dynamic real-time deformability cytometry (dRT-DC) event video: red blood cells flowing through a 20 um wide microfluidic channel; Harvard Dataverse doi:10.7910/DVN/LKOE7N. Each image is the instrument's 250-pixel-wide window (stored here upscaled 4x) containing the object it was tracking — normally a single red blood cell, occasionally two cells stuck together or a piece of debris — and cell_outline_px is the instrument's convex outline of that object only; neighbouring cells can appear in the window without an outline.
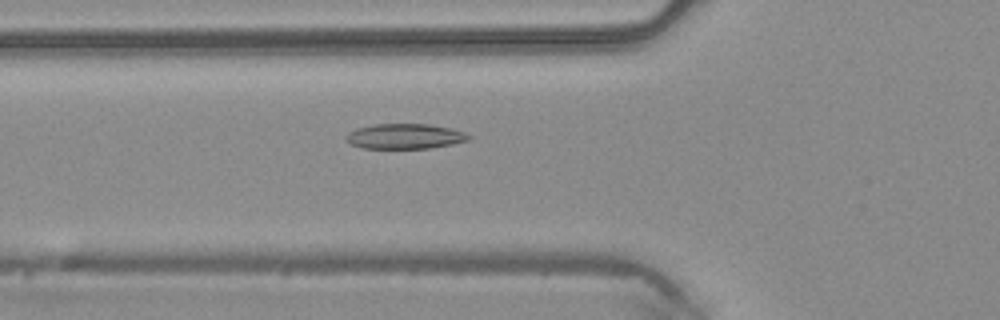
{"species": "common noctule bat (a hibernating species)", "species_latin": "Nyctalus noctula", "temperature_condition": "warm", "stored_images_in_passage": 42, "camera_frame_rate_fps": 3000, "um_per_image_px": 0.085, "animal": {"sex": "male", "body_mass_g": 20.4}, "frame": {"image": 1, "passage_image": 11, "time_ms": 3.333, "image_size_px": [1000, 320], "cell_outline_px": [[472, 136], [468, 140], [452, 144], [428, 148], [364, 148], [352, 144], [344, 140], [344, 136], [348, 132], [356, 128], [376, 124], [428, 124], [452, 128], [464, 132]], "centroid_in_image_um": [34.4, 11.58], "position_along_channel_um": 91.4, "area_um2": 17.98}}
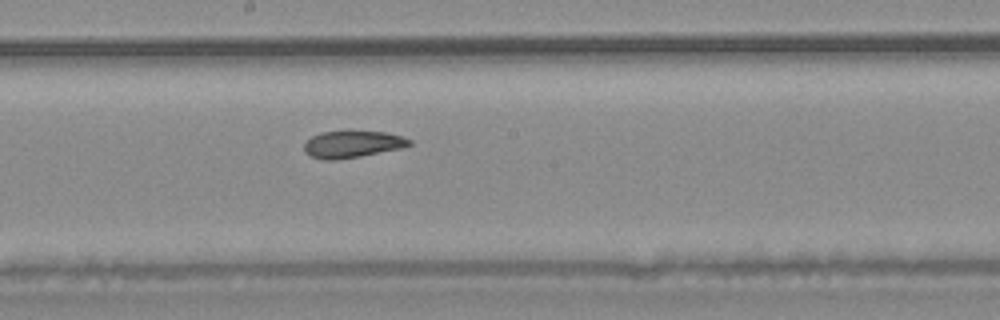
{"frame": {"image": 2, "passage_image": 20, "time_ms": 6.333, "image_size_px": [1000, 320], "cell_outline_px": [[412, 144], [400, 148], [360, 156], [336, 160], [324, 160], [308, 156], [304, 152], [304, 144], [312, 136], [324, 132], [384, 132], [404, 136], [412, 140]], "centroid_in_image_um": [29.94, 12.27], "position_along_channel_um": 218.3, "area_um2": 16.3}}
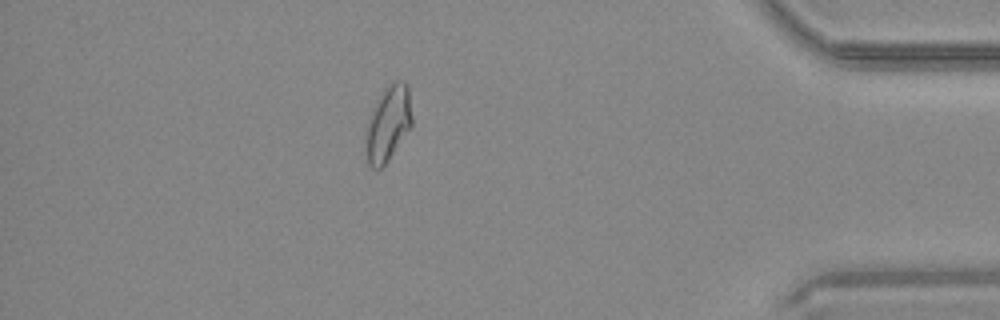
{"frame": {"image": 3, "passage_image": 36, "time_ms": 11.667, "image_size_px": [1000, 320], "cell_outline_px": [[412, 124], [388, 160], [380, 168], [372, 168], [368, 164], [368, 120], [372, 108], [384, 88], [392, 80], [404, 80], [408, 84], [412, 116]], "centroid_in_image_um": [33.03, 10.4], "position_along_channel_um": 402.2, "area_um2": 19.77}, "authors_computed_cell_mechanics": {"area_um2": 18.4671, "velocity_mm_per_s": 4.2206, "shape_relaxation_time_tau1_ms": 6.4354, "shape_relaxation_time_tau2_ms": 2.3602, "deformation_change_tau1": 0.1656, "deformation_change_tau2": 0.0914}}